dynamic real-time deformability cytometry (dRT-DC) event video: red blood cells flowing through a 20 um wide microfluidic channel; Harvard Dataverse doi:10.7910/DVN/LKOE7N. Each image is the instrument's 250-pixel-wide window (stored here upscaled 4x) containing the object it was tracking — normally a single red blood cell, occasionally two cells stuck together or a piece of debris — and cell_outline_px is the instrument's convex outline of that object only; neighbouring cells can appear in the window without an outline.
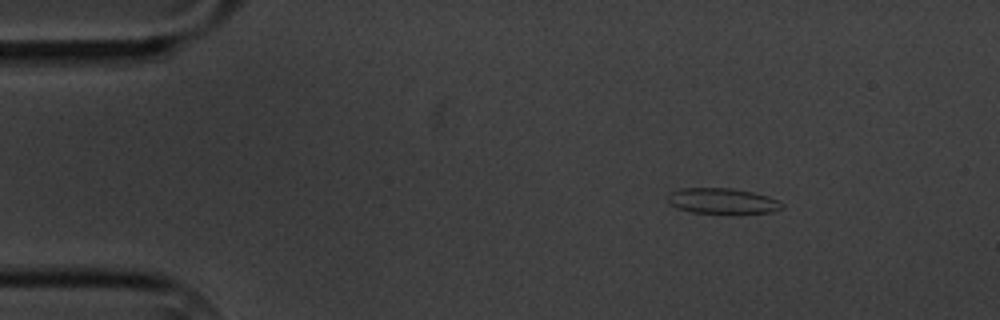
{"species": "common noctule bat (a hibernating species)", "species_latin": "Nyctalus noctula", "temperature_condition": "cold", "stored_images_in_passage": 9, "camera_frame_rate_fps": 3000, "um_per_image_px": 0.085, "animal": {"sex": "male", "body_mass_g": 20.1, "forearm_length_mm": 53.5}, "frame": {"image": 1, "passage_image": 1, "time_ms": 0.0, "image_size_px": [1000, 320], "cell_outline_px": [[784, 208], [772, 212], [732, 216], [692, 212], [676, 208], [668, 200], [668, 192], [680, 188], [732, 188], [752, 192], [768, 196], [784, 204]], "centroid_in_image_um": [61.43, 17.13], "position_along_channel_um": 23.6, "area_um2": 17.86}}
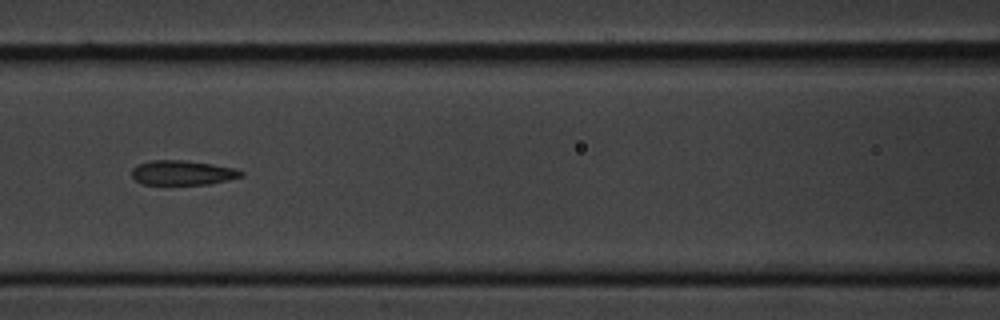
{"frame": {"image": 2, "passage_image": 6, "time_ms": 5.667, "image_size_px": [1000, 320], "cell_outline_px": [[244, 176], [228, 180], [208, 184], [140, 184], [132, 176], [132, 168], [136, 164], [152, 160], [184, 160], [212, 164], [236, 168], [244, 172]], "centroid_in_image_um": [15.52, 14.67], "position_along_channel_um": 151.1, "area_um2": 15.78}}
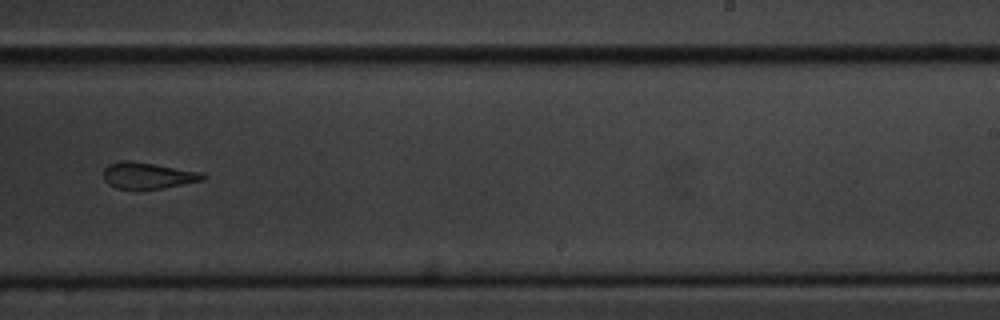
{"frame": {"image": 3, "passage_image": 9, "time_ms": 9.333, "image_size_px": [1000, 320], "cell_outline_px": [[204, 180], [164, 188], [136, 192], [116, 188], [108, 184], [104, 180], [104, 168], [108, 164], [120, 160], [132, 160], [200, 172], [204, 176]], "centroid_in_image_um": [12.49, 14.95], "position_along_channel_um": 276.5, "area_um2": 15.78}}